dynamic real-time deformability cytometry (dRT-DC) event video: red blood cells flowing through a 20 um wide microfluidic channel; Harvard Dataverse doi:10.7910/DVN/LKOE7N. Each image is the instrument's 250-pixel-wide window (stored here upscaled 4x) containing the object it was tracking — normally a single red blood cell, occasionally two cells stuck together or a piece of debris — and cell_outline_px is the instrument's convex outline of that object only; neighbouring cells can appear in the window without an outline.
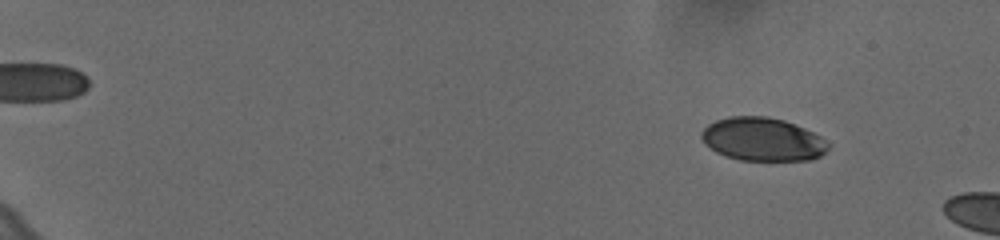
{"species": "human", "species_latin": "Homo sapiens", "temperature_condition": "cold", "stored_images_in_passage": 18, "camera_frame_rate_fps": 3000, "um_per_image_px": 0.085, "donor": {"sex": "female"}, "frame": {"image": 1, "passage_image": 7, "time_ms": 2.0, "image_size_px": [1000, 240], "cell_outline_px": [[832, 144], [820, 156], [812, 160], [740, 160], [724, 156], [716, 152], [704, 144], [700, 136], [700, 132], [708, 124], [716, 120], [728, 116], [768, 116], [784, 120], [804, 128], [820, 136]], "centroid_in_image_um": [64.8, 11.84], "position_along_channel_um": 20.2, "area_um2": 32.25}}